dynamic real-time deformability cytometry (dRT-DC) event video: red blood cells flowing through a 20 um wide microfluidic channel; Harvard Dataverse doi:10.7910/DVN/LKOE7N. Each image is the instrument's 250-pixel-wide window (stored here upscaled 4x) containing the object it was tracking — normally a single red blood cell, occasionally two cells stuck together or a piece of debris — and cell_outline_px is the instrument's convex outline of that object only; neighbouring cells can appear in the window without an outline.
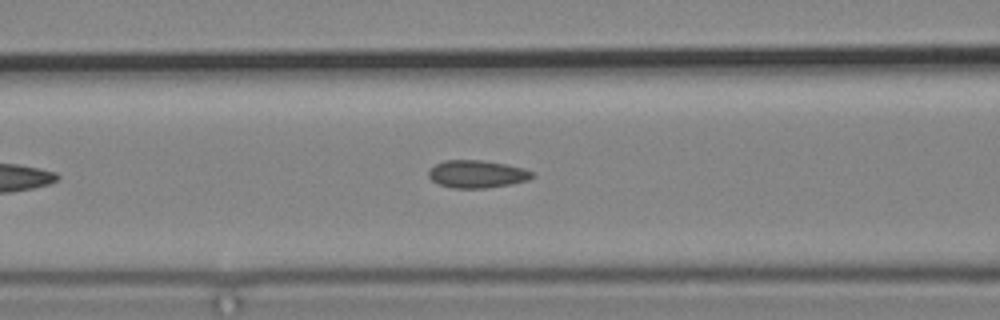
{"species": "common noctule bat (a hibernating species)", "species_latin": "Nyctalus noctula", "temperature_condition": "cold", "stored_images_in_passage": 8, "camera_frame_rate_fps": 3000, "um_per_image_px": 0.085, "animal": {"sex": "male", "body_mass_g": 19.2, "forearm_length_mm": 51.8}, "frame": {"image": 1, "passage_image": 8, "time_ms": 9.333, "image_size_px": [1000, 320], "cell_outline_px": [[536, 176], [528, 180], [512, 184], [484, 188], [452, 188], [440, 184], [432, 180], [428, 176], [428, 168], [444, 160], [484, 160], [508, 164], [524, 168], [532, 172]], "centroid_in_image_um": [40.56, 14.78], "position_along_channel_um": 126.0, "area_um2": 16.88}}